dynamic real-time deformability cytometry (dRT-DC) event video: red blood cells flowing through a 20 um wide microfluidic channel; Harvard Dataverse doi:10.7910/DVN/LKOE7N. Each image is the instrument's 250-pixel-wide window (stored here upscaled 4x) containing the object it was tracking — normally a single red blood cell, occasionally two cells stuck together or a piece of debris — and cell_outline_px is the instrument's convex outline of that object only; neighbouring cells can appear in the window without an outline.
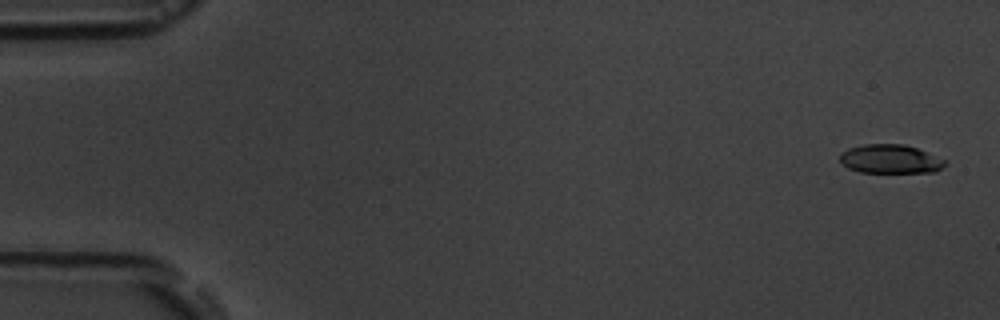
{"species": "common noctule bat (a hibernating species)", "species_latin": "Nyctalus noctula", "temperature_condition": "room temperature", "stored_images_in_passage": 6, "camera_frame_rate_fps": 3000, "um_per_image_px": 0.085, "animal": {"sex": "male", "body_mass_g": 19.5, "forearm_length_mm": 54.6}, "frame": {"image": 1, "passage_image": 1, "time_ms": 0.0, "image_size_px": [1000, 320], "cell_outline_px": [[948, 164], [936, 172], [860, 172], [848, 168], [840, 160], [840, 152], [848, 148], [864, 144], [904, 144], [916, 148], [948, 160]], "centroid_in_image_um": [75.71, 13.51], "position_along_channel_um": 9.3, "area_um2": 17.8}}
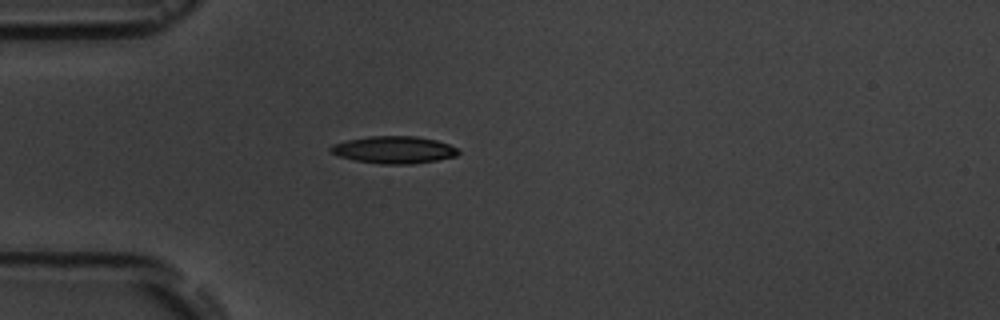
{"frame": {"image": 2, "passage_image": 5, "time_ms": 4.667, "image_size_px": [1000, 320], "cell_outline_px": [[460, 152], [456, 156], [436, 160], [412, 164], [380, 164], [356, 160], [340, 156], [332, 152], [328, 148], [332, 144], [348, 140], [368, 136], [416, 136], [436, 140], [448, 144], [456, 148]], "centroid_in_image_um": [33.49, 12.73], "position_along_channel_um": 51.5, "area_um2": 20.11}}